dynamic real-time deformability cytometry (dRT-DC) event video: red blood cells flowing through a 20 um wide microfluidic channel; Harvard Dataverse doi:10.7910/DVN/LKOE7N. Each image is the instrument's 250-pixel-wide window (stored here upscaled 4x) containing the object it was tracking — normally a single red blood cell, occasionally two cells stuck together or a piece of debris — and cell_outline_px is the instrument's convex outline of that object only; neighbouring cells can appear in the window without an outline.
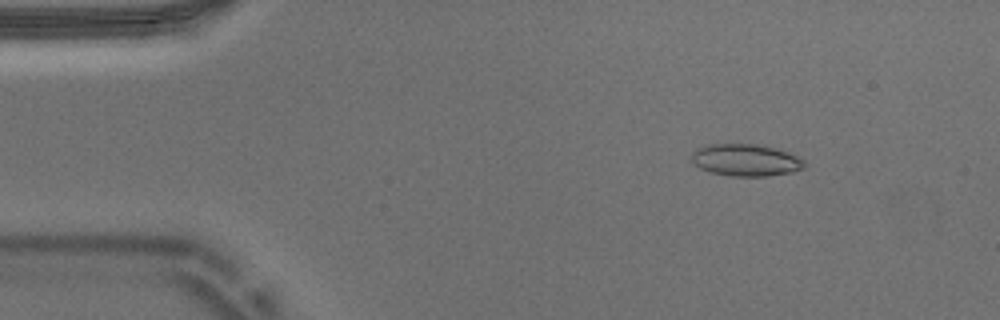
{"species": "Egyptian fruit bat (a non-hibernating species)", "species_latin": "Rousettus aegyptiacus", "temperature_condition": "warm", "stored_images_in_passage": 53, "camera_frame_rate_fps": 3000, "um_per_image_px": 0.085, "animal": {"sex": "male"}, "frame": {"image": 1, "passage_image": 7, "time_ms": 2.0, "image_size_px": [1000, 320], "cell_outline_px": [[804, 168], [792, 172], [768, 176], [732, 176], [712, 172], [700, 168], [692, 160], [692, 152], [704, 144], [756, 144], [776, 148], [788, 152], [804, 160]], "centroid_in_image_um": [63.39, 13.6], "position_along_channel_um": 21.6, "area_um2": 20.98}}
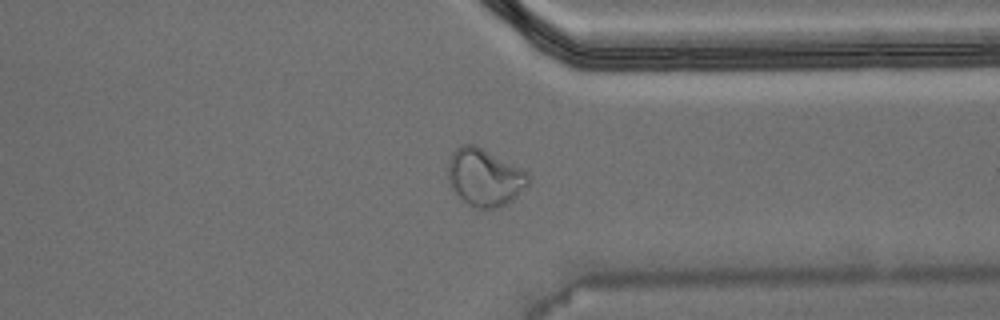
{"frame": {"image": 2, "passage_image": 41, "time_ms": 13.333, "image_size_px": [1000, 320], "cell_outline_px": [[532, 176], [528, 184], [512, 200], [496, 208], [484, 212], [464, 200], [452, 188], [448, 176], [448, 164], [452, 152], [460, 144], [476, 144], [484, 148], [528, 172]], "centroid_in_image_um": [41.21, 15.06], "position_along_channel_um": 370.2, "area_um2": 26.93}}
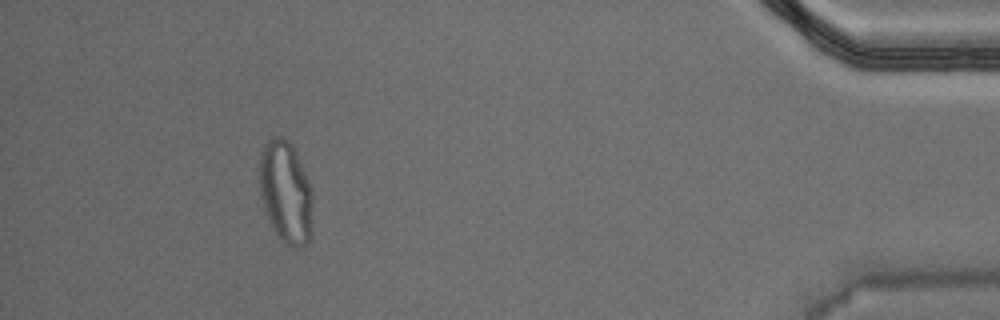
{"frame": {"image": 3, "passage_image": 49, "time_ms": 16.0, "image_size_px": [1000, 320], "cell_outline_px": [[312, 204], [308, 244], [300, 248], [292, 248], [284, 244], [280, 240], [268, 220], [264, 208], [260, 192], [260, 152], [264, 144], [272, 136], [280, 136], [288, 140], [292, 144], [296, 152], [312, 188]], "centroid_in_image_um": [24.28, 16.33], "position_along_channel_um": 410.9, "area_um2": 31.91}}